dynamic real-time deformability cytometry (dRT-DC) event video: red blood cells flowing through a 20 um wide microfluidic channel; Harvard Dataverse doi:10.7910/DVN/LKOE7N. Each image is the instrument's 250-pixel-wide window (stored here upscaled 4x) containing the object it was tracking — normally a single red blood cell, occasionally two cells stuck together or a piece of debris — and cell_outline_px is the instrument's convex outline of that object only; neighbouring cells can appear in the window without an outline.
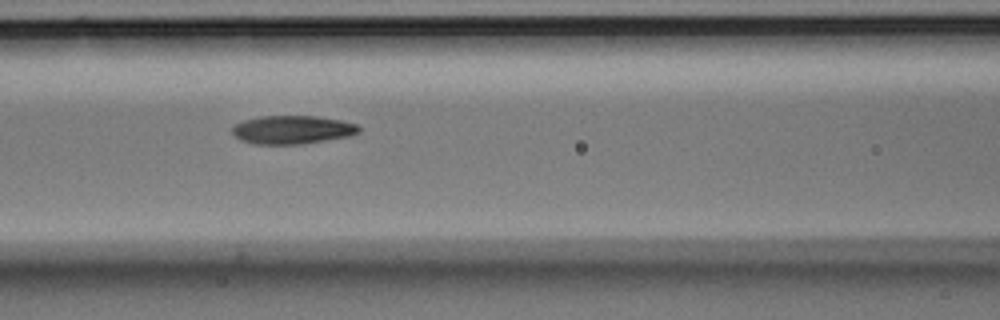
{"species": "Egyptian fruit bat (a non-hibernating species)", "species_latin": "Rousettus aegyptiacus", "temperature_condition": "room temperature", "stored_images_in_passage": 7, "camera_frame_rate_fps": 3000, "um_per_image_px": 0.085, "animal": {"sex": "male"}, "frame": {"image": 1, "passage_image": 6, "time_ms": 1.667, "image_size_px": [1000, 320], "cell_outline_px": [[360, 132], [348, 136], [300, 144], [252, 144], [240, 140], [232, 132], [232, 128], [236, 124], [244, 120], [260, 116], [316, 116], [340, 120], [356, 124], [360, 128]], "centroid_in_image_um": [24.82, 11.02], "position_along_channel_um": 141.8, "area_um2": 20.81}}
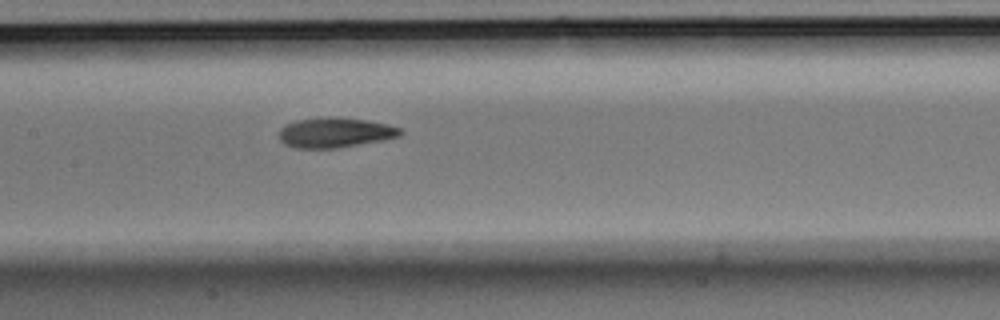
{"frame": {"image": 2, "passage_image": 7, "time_ms": 2.0, "image_size_px": [1000, 320], "cell_outline_px": [[404, 132], [400, 136], [384, 140], [336, 148], [296, 148], [284, 144], [280, 140], [280, 128], [296, 120], [328, 116], [332, 116], [368, 120], [388, 124], [400, 128]], "centroid_in_image_um": [28.51, 11.26], "position_along_channel_um": 178.9, "area_um2": 21.33}}